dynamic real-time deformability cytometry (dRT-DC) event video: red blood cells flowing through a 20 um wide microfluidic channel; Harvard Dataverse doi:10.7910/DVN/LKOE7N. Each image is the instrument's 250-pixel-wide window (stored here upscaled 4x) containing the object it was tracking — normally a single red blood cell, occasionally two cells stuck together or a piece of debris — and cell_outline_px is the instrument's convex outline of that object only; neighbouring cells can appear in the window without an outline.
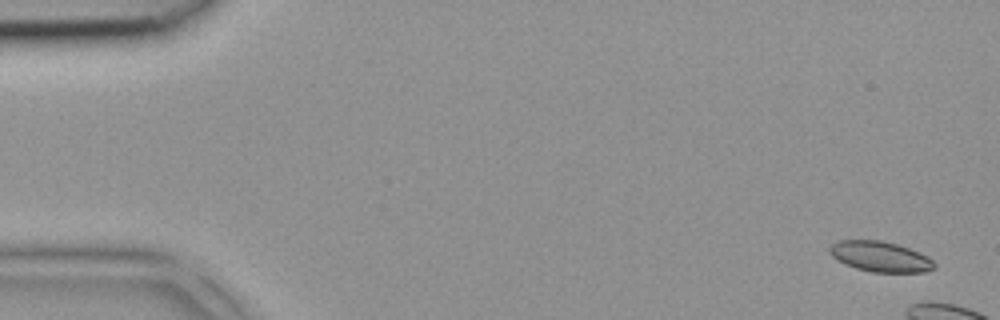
{"species": "common noctule bat (a hibernating species)", "species_latin": "Nyctalus noctula", "temperature_condition": "room temperature", "stored_images_in_passage": 5, "camera_frame_rate_fps": 3000, "um_per_image_px": 0.085, "animal": {"sex": "female", "body_mass_g": 18.4}, "frame": {"image": 1, "passage_image": 1, "time_ms": 0.0, "image_size_px": [1000, 320], "cell_outline_px": [[936, 268], [924, 272], [872, 272], [856, 268], [844, 264], [832, 256], [828, 248], [832, 244], [840, 240], [880, 240], [896, 244], [908, 248], [928, 256], [936, 264]], "centroid_in_image_um": [74.83, 21.81], "position_along_channel_um": 10.2, "area_um2": 18.5}}